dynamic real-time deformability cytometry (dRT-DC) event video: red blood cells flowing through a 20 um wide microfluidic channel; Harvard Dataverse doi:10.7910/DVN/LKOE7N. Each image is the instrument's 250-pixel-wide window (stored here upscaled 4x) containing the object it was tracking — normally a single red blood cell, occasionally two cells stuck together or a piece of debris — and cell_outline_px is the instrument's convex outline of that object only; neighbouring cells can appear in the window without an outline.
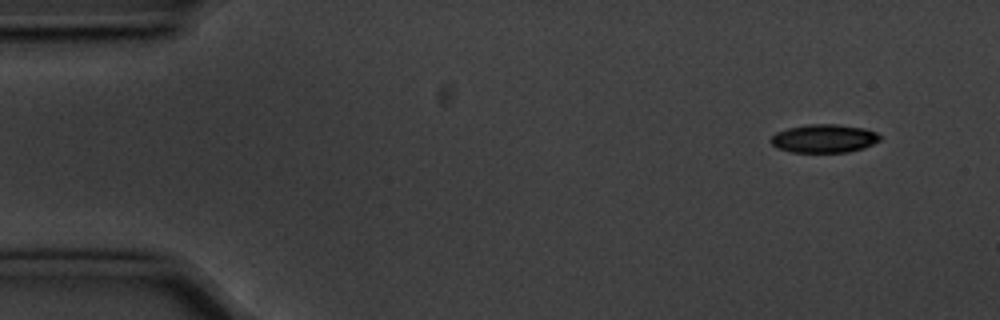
{"species": "common noctule bat (a hibernating species)", "species_latin": "Nyctalus noctula", "temperature_condition": "cold", "stored_images_in_passage": 52, "camera_frame_rate_fps": 3000, "um_per_image_px": 0.085, "animal": {"sex": "male", "body_mass_g": 20.1, "forearm_length_mm": 53.5}, "frame": {"image": 1, "passage_image": 1, "time_ms": 0.0, "image_size_px": [1000, 320], "cell_outline_px": [[880, 140], [864, 148], [848, 152], [792, 152], [776, 148], [768, 140], [776, 132], [788, 128], [808, 124], [836, 124], [864, 128], [876, 132], [880, 136]], "centroid_in_image_um": [70.02, 11.77], "position_along_channel_um": 15.0, "area_um2": 18.09}}
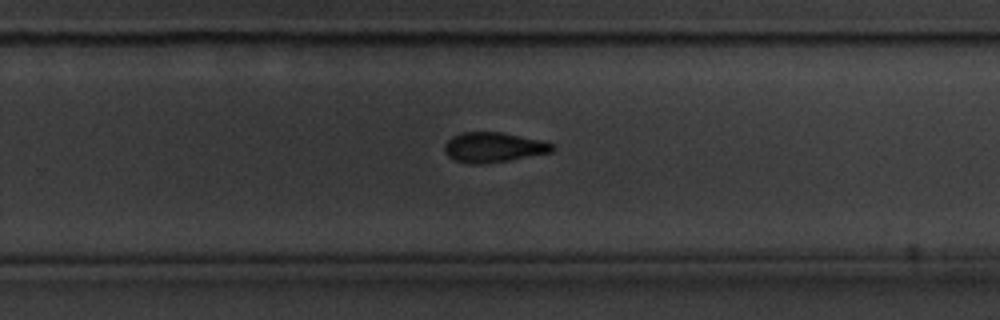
{"frame": {"image": 2, "passage_image": 32, "time_ms": 10.333, "image_size_px": [1000, 320], "cell_outline_px": [[556, 148], [552, 152], [508, 160], [484, 164], [468, 164], [456, 160], [448, 156], [444, 152], [444, 144], [452, 136], [460, 132], [500, 132], [540, 140], [552, 144]], "centroid_in_image_um": [41.91, 12.52], "position_along_channel_um": 287.9, "area_um2": 18.79}}
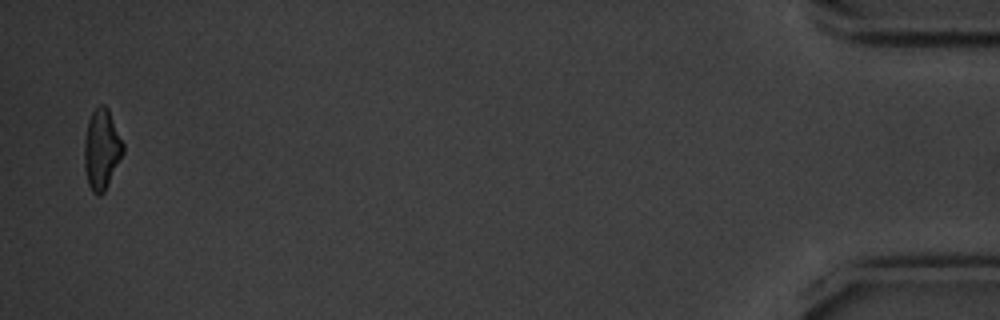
{"frame": {"image": 3, "passage_image": 51, "time_ms": 16.667, "image_size_px": [1000, 320], "cell_outline_px": [[124, 152], [104, 192], [100, 196], [96, 196], [92, 192], [88, 184], [84, 168], [84, 140], [88, 120], [92, 112], [100, 104], [104, 104], [108, 108], [124, 144]], "centroid_in_image_um": [8.63, 12.7], "position_along_channel_um": 426.6, "area_um2": 18.26}, "authors_computed_cell_mechanics": {"area_um2": 18.8717, "velocity_mm_per_s": 3.5905, "shape_relaxation_time_tau1_ms": 3.3018, "shape_relaxation_time_tau2_ms": 9.1419, "deformation_change_tau1": 0.1321, "deformation_change_tau2": 0.1866}}